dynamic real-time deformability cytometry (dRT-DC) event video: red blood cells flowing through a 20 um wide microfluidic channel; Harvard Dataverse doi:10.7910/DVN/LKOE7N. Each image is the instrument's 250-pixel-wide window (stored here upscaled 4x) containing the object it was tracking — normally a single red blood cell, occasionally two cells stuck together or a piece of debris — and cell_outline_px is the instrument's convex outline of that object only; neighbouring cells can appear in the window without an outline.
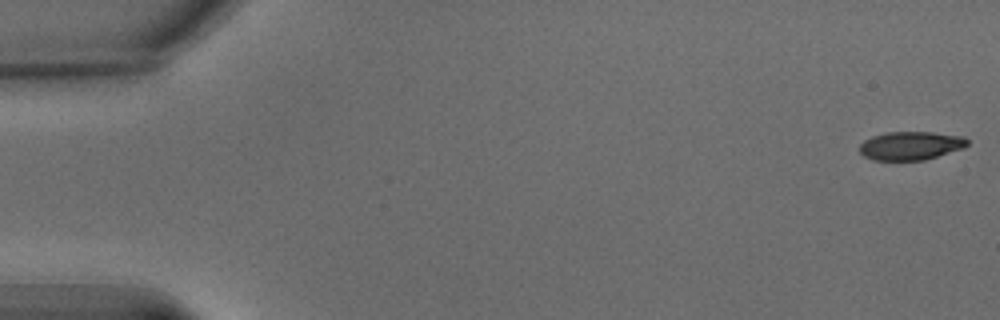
{"species": "common noctule bat (a hibernating species)", "species_latin": "Nyctalus noctula", "temperature_condition": "warm", "stored_images_in_passage": 9, "camera_frame_rate_fps": 3000, "um_per_image_px": 0.085, "animal": {"sex": "male", "body_mass_g": 15.6}, "frame": {"image": 1, "passage_image": 1, "time_ms": 0.0, "image_size_px": [1000, 320], "cell_outline_px": [[968, 144], [964, 148], [924, 160], [872, 160], [864, 156], [860, 152], [860, 144], [864, 140], [872, 136], [884, 132], [932, 132], [964, 136], [968, 140]], "centroid_in_image_um": [77.41, 12.38], "position_along_channel_um": 7.6, "area_um2": 17.98}}